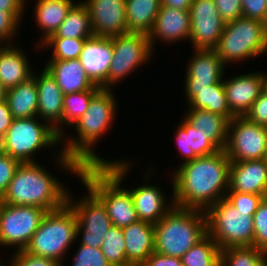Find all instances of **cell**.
Masks as SVG:
<instances>
[{"instance_id": "cell-5", "label": "cell", "mask_w": 267, "mask_h": 266, "mask_svg": "<svg viewBox=\"0 0 267 266\" xmlns=\"http://www.w3.org/2000/svg\"><path fill=\"white\" fill-rule=\"evenodd\" d=\"M208 234L204 211L173 206L154 224V251L181 258Z\"/></svg>"}, {"instance_id": "cell-23", "label": "cell", "mask_w": 267, "mask_h": 266, "mask_svg": "<svg viewBox=\"0 0 267 266\" xmlns=\"http://www.w3.org/2000/svg\"><path fill=\"white\" fill-rule=\"evenodd\" d=\"M23 50L16 43L0 45V83L7 90L33 76L34 69L30 66L28 54Z\"/></svg>"}, {"instance_id": "cell-24", "label": "cell", "mask_w": 267, "mask_h": 266, "mask_svg": "<svg viewBox=\"0 0 267 266\" xmlns=\"http://www.w3.org/2000/svg\"><path fill=\"white\" fill-rule=\"evenodd\" d=\"M46 63L44 68L56 80L64 95L100 88L89 79L79 59L49 60Z\"/></svg>"}, {"instance_id": "cell-28", "label": "cell", "mask_w": 267, "mask_h": 266, "mask_svg": "<svg viewBox=\"0 0 267 266\" xmlns=\"http://www.w3.org/2000/svg\"><path fill=\"white\" fill-rule=\"evenodd\" d=\"M184 119L202 132L219 150H224L227 141L229 120L220 114L203 109L188 108Z\"/></svg>"}, {"instance_id": "cell-29", "label": "cell", "mask_w": 267, "mask_h": 266, "mask_svg": "<svg viewBox=\"0 0 267 266\" xmlns=\"http://www.w3.org/2000/svg\"><path fill=\"white\" fill-rule=\"evenodd\" d=\"M188 108L203 109L225 116L229 121L235 116L230 112L226 101L223 79L204 89H185Z\"/></svg>"}, {"instance_id": "cell-39", "label": "cell", "mask_w": 267, "mask_h": 266, "mask_svg": "<svg viewBox=\"0 0 267 266\" xmlns=\"http://www.w3.org/2000/svg\"><path fill=\"white\" fill-rule=\"evenodd\" d=\"M253 246L267 253V200L264 198L253 215Z\"/></svg>"}, {"instance_id": "cell-19", "label": "cell", "mask_w": 267, "mask_h": 266, "mask_svg": "<svg viewBox=\"0 0 267 266\" xmlns=\"http://www.w3.org/2000/svg\"><path fill=\"white\" fill-rule=\"evenodd\" d=\"M191 30L190 12L161 6L152 30L148 34L152 50L159 41L164 45L189 40ZM158 40V41H157ZM156 42V43H155Z\"/></svg>"}, {"instance_id": "cell-20", "label": "cell", "mask_w": 267, "mask_h": 266, "mask_svg": "<svg viewBox=\"0 0 267 266\" xmlns=\"http://www.w3.org/2000/svg\"><path fill=\"white\" fill-rule=\"evenodd\" d=\"M36 87L38 91L37 117L48 123L57 134L62 137V111L64 94L56 80L45 68L42 72L35 73Z\"/></svg>"}, {"instance_id": "cell-26", "label": "cell", "mask_w": 267, "mask_h": 266, "mask_svg": "<svg viewBox=\"0 0 267 266\" xmlns=\"http://www.w3.org/2000/svg\"><path fill=\"white\" fill-rule=\"evenodd\" d=\"M176 126V131L173 135L176 138L179 155L182 160L184 159L179 165L192 161L197 157L214 154L219 151L202 132L195 130L183 116Z\"/></svg>"}, {"instance_id": "cell-48", "label": "cell", "mask_w": 267, "mask_h": 266, "mask_svg": "<svg viewBox=\"0 0 267 266\" xmlns=\"http://www.w3.org/2000/svg\"><path fill=\"white\" fill-rule=\"evenodd\" d=\"M141 266H183V264L180 258L162 255L154 251Z\"/></svg>"}, {"instance_id": "cell-38", "label": "cell", "mask_w": 267, "mask_h": 266, "mask_svg": "<svg viewBox=\"0 0 267 266\" xmlns=\"http://www.w3.org/2000/svg\"><path fill=\"white\" fill-rule=\"evenodd\" d=\"M74 252L70 266H112L102 253L101 248L78 244V248Z\"/></svg>"}, {"instance_id": "cell-17", "label": "cell", "mask_w": 267, "mask_h": 266, "mask_svg": "<svg viewBox=\"0 0 267 266\" xmlns=\"http://www.w3.org/2000/svg\"><path fill=\"white\" fill-rule=\"evenodd\" d=\"M150 167L143 173L145 184L127 189L131 193L138 220L155 224L174 206V202L170 196V199H167L162 188L148 183L147 180L153 176V173H156L152 170V166Z\"/></svg>"}, {"instance_id": "cell-47", "label": "cell", "mask_w": 267, "mask_h": 266, "mask_svg": "<svg viewBox=\"0 0 267 266\" xmlns=\"http://www.w3.org/2000/svg\"><path fill=\"white\" fill-rule=\"evenodd\" d=\"M26 0H0V11L10 12L20 22H23V15L25 13V7H27Z\"/></svg>"}, {"instance_id": "cell-13", "label": "cell", "mask_w": 267, "mask_h": 266, "mask_svg": "<svg viewBox=\"0 0 267 266\" xmlns=\"http://www.w3.org/2000/svg\"><path fill=\"white\" fill-rule=\"evenodd\" d=\"M266 149L267 127L245 116H235L229 121L224 151L231 162L266 158Z\"/></svg>"}, {"instance_id": "cell-53", "label": "cell", "mask_w": 267, "mask_h": 266, "mask_svg": "<svg viewBox=\"0 0 267 266\" xmlns=\"http://www.w3.org/2000/svg\"><path fill=\"white\" fill-rule=\"evenodd\" d=\"M4 264V265H3ZM5 264H7V266H9V263H2L1 261H0V266H6Z\"/></svg>"}, {"instance_id": "cell-12", "label": "cell", "mask_w": 267, "mask_h": 266, "mask_svg": "<svg viewBox=\"0 0 267 266\" xmlns=\"http://www.w3.org/2000/svg\"><path fill=\"white\" fill-rule=\"evenodd\" d=\"M85 189L87 194L81 195L79 199H75L71 192L67 195V204L75 212L78 221L76 240L80 242L76 243L101 248L103 238L112 226V222L104 204L88 188Z\"/></svg>"}, {"instance_id": "cell-4", "label": "cell", "mask_w": 267, "mask_h": 266, "mask_svg": "<svg viewBox=\"0 0 267 266\" xmlns=\"http://www.w3.org/2000/svg\"><path fill=\"white\" fill-rule=\"evenodd\" d=\"M40 164L20 163L0 202L40 207L47 212L62 208L70 189Z\"/></svg>"}, {"instance_id": "cell-42", "label": "cell", "mask_w": 267, "mask_h": 266, "mask_svg": "<svg viewBox=\"0 0 267 266\" xmlns=\"http://www.w3.org/2000/svg\"><path fill=\"white\" fill-rule=\"evenodd\" d=\"M22 24L10 12L0 11V45L16 43V41H13V37H17L16 34H18L17 32Z\"/></svg>"}, {"instance_id": "cell-18", "label": "cell", "mask_w": 267, "mask_h": 266, "mask_svg": "<svg viewBox=\"0 0 267 266\" xmlns=\"http://www.w3.org/2000/svg\"><path fill=\"white\" fill-rule=\"evenodd\" d=\"M185 69L184 89H204L224 77L226 66L215 50L193 49Z\"/></svg>"}, {"instance_id": "cell-10", "label": "cell", "mask_w": 267, "mask_h": 266, "mask_svg": "<svg viewBox=\"0 0 267 266\" xmlns=\"http://www.w3.org/2000/svg\"><path fill=\"white\" fill-rule=\"evenodd\" d=\"M113 58L108 71V80L102 89H115L121 81L131 75L136 69L148 63L153 57L148 34L126 32L112 37ZM118 83V84H117Z\"/></svg>"}, {"instance_id": "cell-44", "label": "cell", "mask_w": 267, "mask_h": 266, "mask_svg": "<svg viewBox=\"0 0 267 266\" xmlns=\"http://www.w3.org/2000/svg\"><path fill=\"white\" fill-rule=\"evenodd\" d=\"M214 2L225 24L243 17L241 0H214Z\"/></svg>"}, {"instance_id": "cell-50", "label": "cell", "mask_w": 267, "mask_h": 266, "mask_svg": "<svg viewBox=\"0 0 267 266\" xmlns=\"http://www.w3.org/2000/svg\"><path fill=\"white\" fill-rule=\"evenodd\" d=\"M193 0H161V6L189 11Z\"/></svg>"}, {"instance_id": "cell-14", "label": "cell", "mask_w": 267, "mask_h": 266, "mask_svg": "<svg viewBox=\"0 0 267 266\" xmlns=\"http://www.w3.org/2000/svg\"><path fill=\"white\" fill-rule=\"evenodd\" d=\"M192 49L214 50L225 23L218 14L214 0H193L190 7Z\"/></svg>"}, {"instance_id": "cell-16", "label": "cell", "mask_w": 267, "mask_h": 266, "mask_svg": "<svg viewBox=\"0 0 267 266\" xmlns=\"http://www.w3.org/2000/svg\"><path fill=\"white\" fill-rule=\"evenodd\" d=\"M226 101L234 116H245L252 104L264 90L262 72L251 71L232 78L223 77Z\"/></svg>"}, {"instance_id": "cell-9", "label": "cell", "mask_w": 267, "mask_h": 266, "mask_svg": "<svg viewBox=\"0 0 267 266\" xmlns=\"http://www.w3.org/2000/svg\"><path fill=\"white\" fill-rule=\"evenodd\" d=\"M207 231L222 250L228 247L253 246V216L238 211L225 197L206 212Z\"/></svg>"}, {"instance_id": "cell-22", "label": "cell", "mask_w": 267, "mask_h": 266, "mask_svg": "<svg viewBox=\"0 0 267 266\" xmlns=\"http://www.w3.org/2000/svg\"><path fill=\"white\" fill-rule=\"evenodd\" d=\"M227 192L267 195V159L231 162Z\"/></svg>"}, {"instance_id": "cell-6", "label": "cell", "mask_w": 267, "mask_h": 266, "mask_svg": "<svg viewBox=\"0 0 267 266\" xmlns=\"http://www.w3.org/2000/svg\"><path fill=\"white\" fill-rule=\"evenodd\" d=\"M77 224L76 214L67 203L60 209L49 211L24 250L64 265L66 255L77 241Z\"/></svg>"}, {"instance_id": "cell-35", "label": "cell", "mask_w": 267, "mask_h": 266, "mask_svg": "<svg viewBox=\"0 0 267 266\" xmlns=\"http://www.w3.org/2000/svg\"><path fill=\"white\" fill-rule=\"evenodd\" d=\"M220 266H267V253L255 246L228 247L221 250Z\"/></svg>"}, {"instance_id": "cell-45", "label": "cell", "mask_w": 267, "mask_h": 266, "mask_svg": "<svg viewBox=\"0 0 267 266\" xmlns=\"http://www.w3.org/2000/svg\"><path fill=\"white\" fill-rule=\"evenodd\" d=\"M245 117L258 125L267 127V91L263 90Z\"/></svg>"}, {"instance_id": "cell-25", "label": "cell", "mask_w": 267, "mask_h": 266, "mask_svg": "<svg viewBox=\"0 0 267 266\" xmlns=\"http://www.w3.org/2000/svg\"><path fill=\"white\" fill-rule=\"evenodd\" d=\"M122 230L127 263L130 266H141L154 252V224L138 220Z\"/></svg>"}, {"instance_id": "cell-31", "label": "cell", "mask_w": 267, "mask_h": 266, "mask_svg": "<svg viewBox=\"0 0 267 266\" xmlns=\"http://www.w3.org/2000/svg\"><path fill=\"white\" fill-rule=\"evenodd\" d=\"M161 7V0H126L127 32L149 34Z\"/></svg>"}, {"instance_id": "cell-2", "label": "cell", "mask_w": 267, "mask_h": 266, "mask_svg": "<svg viewBox=\"0 0 267 266\" xmlns=\"http://www.w3.org/2000/svg\"><path fill=\"white\" fill-rule=\"evenodd\" d=\"M230 165L224 150L178 165L170 182L174 205L206 212L226 196Z\"/></svg>"}, {"instance_id": "cell-33", "label": "cell", "mask_w": 267, "mask_h": 266, "mask_svg": "<svg viewBox=\"0 0 267 266\" xmlns=\"http://www.w3.org/2000/svg\"><path fill=\"white\" fill-rule=\"evenodd\" d=\"M180 259L183 266H220L221 249L212 237L207 234Z\"/></svg>"}, {"instance_id": "cell-51", "label": "cell", "mask_w": 267, "mask_h": 266, "mask_svg": "<svg viewBox=\"0 0 267 266\" xmlns=\"http://www.w3.org/2000/svg\"><path fill=\"white\" fill-rule=\"evenodd\" d=\"M7 89L0 83V102L5 101Z\"/></svg>"}, {"instance_id": "cell-46", "label": "cell", "mask_w": 267, "mask_h": 266, "mask_svg": "<svg viewBox=\"0 0 267 266\" xmlns=\"http://www.w3.org/2000/svg\"><path fill=\"white\" fill-rule=\"evenodd\" d=\"M243 17L257 19L266 25L267 0H241Z\"/></svg>"}, {"instance_id": "cell-52", "label": "cell", "mask_w": 267, "mask_h": 266, "mask_svg": "<svg viewBox=\"0 0 267 266\" xmlns=\"http://www.w3.org/2000/svg\"><path fill=\"white\" fill-rule=\"evenodd\" d=\"M264 79V90L267 91V73L264 71H261Z\"/></svg>"}, {"instance_id": "cell-7", "label": "cell", "mask_w": 267, "mask_h": 266, "mask_svg": "<svg viewBox=\"0 0 267 266\" xmlns=\"http://www.w3.org/2000/svg\"><path fill=\"white\" fill-rule=\"evenodd\" d=\"M57 146L61 149V137L37 116L13 119L5 137L0 141V150L20 163H36V153L44 148L49 150V147L51 150L52 147L57 149Z\"/></svg>"}, {"instance_id": "cell-40", "label": "cell", "mask_w": 267, "mask_h": 266, "mask_svg": "<svg viewBox=\"0 0 267 266\" xmlns=\"http://www.w3.org/2000/svg\"><path fill=\"white\" fill-rule=\"evenodd\" d=\"M265 196L251 193L227 192L225 198L238 211L249 212V216H253Z\"/></svg>"}, {"instance_id": "cell-30", "label": "cell", "mask_w": 267, "mask_h": 266, "mask_svg": "<svg viewBox=\"0 0 267 266\" xmlns=\"http://www.w3.org/2000/svg\"><path fill=\"white\" fill-rule=\"evenodd\" d=\"M5 100L13 119L37 116L38 91L36 87V77L33 75L18 86L8 89Z\"/></svg>"}, {"instance_id": "cell-27", "label": "cell", "mask_w": 267, "mask_h": 266, "mask_svg": "<svg viewBox=\"0 0 267 266\" xmlns=\"http://www.w3.org/2000/svg\"><path fill=\"white\" fill-rule=\"evenodd\" d=\"M75 0H37L34 6V17L38 28L43 31L40 40L35 43V51L39 45L58 29L65 20L67 13L76 3ZM37 46V47H36Z\"/></svg>"}, {"instance_id": "cell-3", "label": "cell", "mask_w": 267, "mask_h": 266, "mask_svg": "<svg viewBox=\"0 0 267 266\" xmlns=\"http://www.w3.org/2000/svg\"><path fill=\"white\" fill-rule=\"evenodd\" d=\"M130 159H116L106 165L81 166L77 179L105 206L112 225L124 228L138 221L130 191L122 182L131 166Z\"/></svg>"}, {"instance_id": "cell-49", "label": "cell", "mask_w": 267, "mask_h": 266, "mask_svg": "<svg viewBox=\"0 0 267 266\" xmlns=\"http://www.w3.org/2000/svg\"><path fill=\"white\" fill-rule=\"evenodd\" d=\"M12 120L13 117L6 100L0 102V141L5 137Z\"/></svg>"}, {"instance_id": "cell-36", "label": "cell", "mask_w": 267, "mask_h": 266, "mask_svg": "<svg viewBox=\"0 0 267 266\" xmlns=\"http://www.w3.org/2000/svg\"><path fill=\"white\" fill-rule=\"evenodd\" d=\"M86 39L77 38H47L39 46V53L44 50H51V57L48 60H73L79 59ZM46 48V49H45Z\"/></svg>"}, {"instance_id": "cell-43", "label": "cell", "mask_w": 267, "mask_h": 266, "mask_svg": "<svg viewBox=\"0 0 267 266\" xmlns=\"http://www.w3.org/2000/svg\"><path fill=\"white\" fill-rule=\"evenodd\" d=\"M20 162L0 150V199L8 188Z\"/></svg>"}, {"instance_id": "cell-15", "label": "cell", "mask_w": 267, "mask_h": 266, "mask_svg": "<svg viewBox=\"0 0 267 266\" xmlns=\"http://www.w3.org/2000/svg\"><path fill=\"white\" fill-rule=\"evenodd\" d=\"M87 6L92 32L97 37H115L127 32L126 0H82Z\"/></svg>"}, {"instance_id": "cell-37", "label": "cell", "mask_w": 267, "mask_h": 266, "mask_svg": "<svg viewBox=\"0 0 267 266\" xmlns=\"http://www.w3.org/2000/svg\"><path fill=\"white\" fill-rule=\"evenodd\" d=\"M124 240L122 228L113 225L103 238L101 251L112 266H130L126 260Z\"/></svg>"}, {"instance_id": "cell-41", "label": "cell", "mask_w": 267, "mask_h": 266, "mask_svg": "<svg viewBox=\"0 0 267 266\" xmlns=\"http://www.w3.org/2000/svg\"><path fill=\"white\" fill-rule=\"evenodd\" d=\"M11 255L13 256L7 260L9 266H62L53 259L37 256L25 250L14 251Z\"/></svg>"}, {"instance_id": "cell-34", "label": "cell", "mask_w": 267, "mask_h": 266, "mask_svg": "<svg viewBox=\"0 0 267 266\" xmlns=\"http://www.w3.org/2000/svg\"><path fill=\"white\" fill-rule=\"evenodd\" d=\"M100 89L101 88H92L90 90L64 95L62 111V136L65 134L67 135L66 131L64 130L65 127H73V125L88 109L91 98Z\"/></svg>"}, {"instance_id": "cell-11", "label": "cell", "mask_w": 267, "mask_h": 266, "mask_svg": "<svg viewBox=\"0 0 267 266\" xmlns=\"http://www.w3.org/2000/svg\"><path fill=\"white\" fill-rule=\"evenodd\" d=\"M47 211L40 207L0 202V246L24 250ZM11 247V248H10Z\"/></svg>"}, {"instance_id": "cell-21", "label": "cell", "mask_w": 267, "mask_h": 266, "mask_svg": "<svg viewBox=\"0 0 267 266\" xmlns=\"http://www.w3.org/2000/svg\"><path fill=\"white\" fill-rule=\"evenodd\" d=\"M113 58L112 37L93 36L86 39L79 60L89 79L100 88L108 80Z\"/></svg>"}, {"instance_id": "cell-8", "label": "cell", "mask_w": 267, "mask_h": 266, "mask_svg": "<svg viewBox=\"0 0 267 266\" xmlns=\"http://www.w3.org/2000/svg\"><path fill=\"white\" fill-rule=\"evenodd\" d=\"M214 50L226 67L230 62L239 63L262 54L264 57L267 53V26L260 20L245 17L228 22Z\"/></svg>"}, {"instance_id": "cell-32", "label": "cell", "mask_w": 267, "mask_h": 266, "mask_svg": "<svg viewBox=\"0 0 267 266\" xmlns=\"http://www.w3.org/2000/svg\"><path fill=\"white\" fill-rule=\"evenodd\" d=\"M93 36L88 8L82 1H76L65 20L48 38L89 39Z\"/></svg>"}, {"instance_id": "cell-1", "label": "cell", "mask_w": 267, "mask_h": 266, "mask_svg": "<svg viewBox=\"0 0 267 266\" xmlns=\"http://www.w3.org/2000/svg\"><path fill=\"white\" fill-rule=\"evenodd\" d=\"M112 89H100L89 103L88 109L73 125L76 136L68 134L61 137V149L53 150L57 168L79 175L81 166L106 165L107 160L97 154L95 149L99 139L113 126L117 112V98ZM78 135V136H77ZM69 137V138H68ZM64 141V142H62ZM94 150V151H93ZM56 155V156H55ZM59 166V167H58Z\"/></svg>"}]
</instances>
